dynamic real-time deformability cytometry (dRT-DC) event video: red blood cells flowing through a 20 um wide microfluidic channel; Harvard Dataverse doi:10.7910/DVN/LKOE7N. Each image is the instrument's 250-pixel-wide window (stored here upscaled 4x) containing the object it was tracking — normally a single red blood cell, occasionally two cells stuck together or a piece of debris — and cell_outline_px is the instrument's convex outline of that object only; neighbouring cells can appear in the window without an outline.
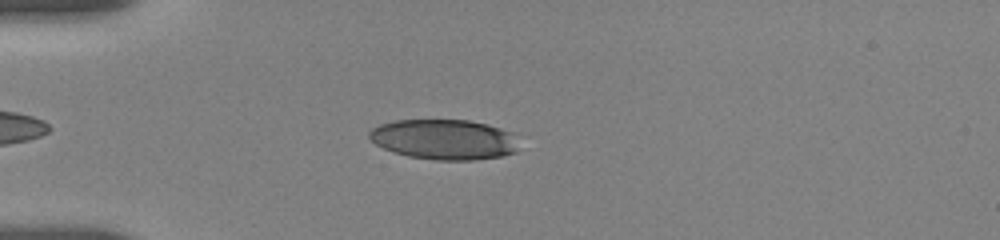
{"species": "human", "species_latin": "Homo sapiens", "temperature_condition": "room temperature", "stored_images_in_passage": 35, "camera_frame_rate_fps": 3000, "um_per_image_px": 0.085, "donor": {"sex": "female"}, "frame": {"image": 1, "passage_image": 6, "time_ms": 4.0, "image_size_px": [1000, 240], "cell_outline_px": [[516, 152], [500, 156], [472, 160], [436, 160], [408, 156], [392, 152], [376, 144], [368, 136], [368, 132], [372, 128], [380, 124], [396, 120], [468, 120], [500, 128], [512, 132], [516, 148]], "centroid_in_image_um": [37.7, 11.85], "position_along_channel_um": 47.3, "area_um2": 34.8}}
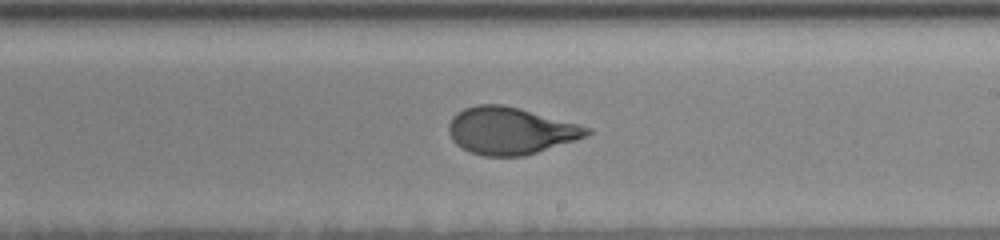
{"frame": {"image": 2, "passage_image": 20, "time_ms": 10.0, "image_size_px": [1000, 240], "cell_outline_px": [[592, 132], [588, 136], [576, 140], [524, 156], [484, 156], [468, 152], [456, 144], [452, 140], [448, 132], [448, 124], [452, 116], [456, 112], [464, 108], [476, 104], [504, 104], [520, 108], [580, 124], [592, 128]], "centroid_in_image_um": [43.37, 11.1], "position_along_channel_um": 245.6, "area_um2": 38.38}}
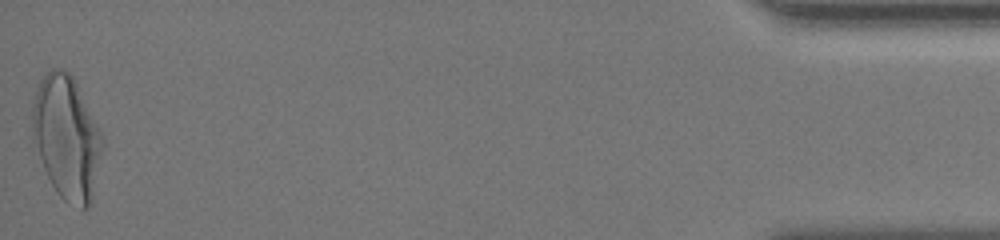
{"frame": {"image": 3, "passage_image": 35, "time_ms": 17.333, "image_size_px": [1000, 240], "cell_outline_px": [[104, 148], [92, 200], [88, 208], [80, 208], [68, 204], [56, 192], [44, 168], [40, 156], [36, 140], [32, 116], [32, 108], [36, 92], [40, 80], [52, 68], [64, 68], [72, 76], [100, 128], [104, 136]], "centroid_in_image_um": [5.73, 11.71], "position_along_channel_um": 429.5, "area_um2": 50.0}, "authors_computed_cell_mechanics": {"area_um2": 37.8012, "velocity_mm_per_s": 3.6492, "shape_relaxation_time_tau1_ms": 3.8822, "shape_relaxation_time_tau2_ms": null, "deformation_change_tau1": 0.1612, "deformation_change_tau2": null}}